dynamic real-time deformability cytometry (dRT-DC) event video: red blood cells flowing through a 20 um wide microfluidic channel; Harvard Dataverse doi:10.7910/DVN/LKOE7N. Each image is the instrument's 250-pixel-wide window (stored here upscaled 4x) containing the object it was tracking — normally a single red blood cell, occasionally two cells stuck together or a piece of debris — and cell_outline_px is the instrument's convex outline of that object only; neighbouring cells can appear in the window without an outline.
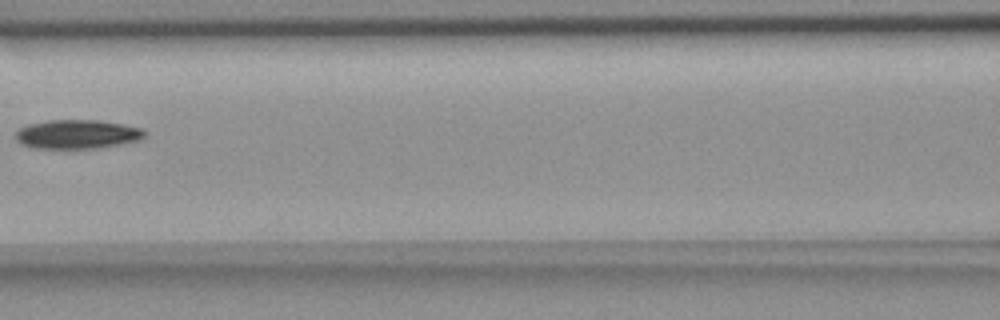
{"species": "common noctule bat (a hibernating species)", "species_latin": "Nyctalus noctula", "temperature_condition": "room temperature", "stored_images_in_passage": 8, "camera_frame_rate_fps": 3000, "um_per_image_px": 0.085, "animal": {"sex": "female", "body_mass_g": 18.4}, "frame": {"image": 1, "passage_image": 4, "time_ms": 1.0, "image_size_px": [1000, 320], "cell_outline_px": [[148, 132], [140, 140], [100, 148], [32, 148], [20, 144], [16, 140], [12, 132], [28, 124], [48, 120], [96, 120], [144, 128]], "centroid_in_image_um": [6.53, 11.41], "position_along_channel_um": 160.1, "area_um2": 22.08}}
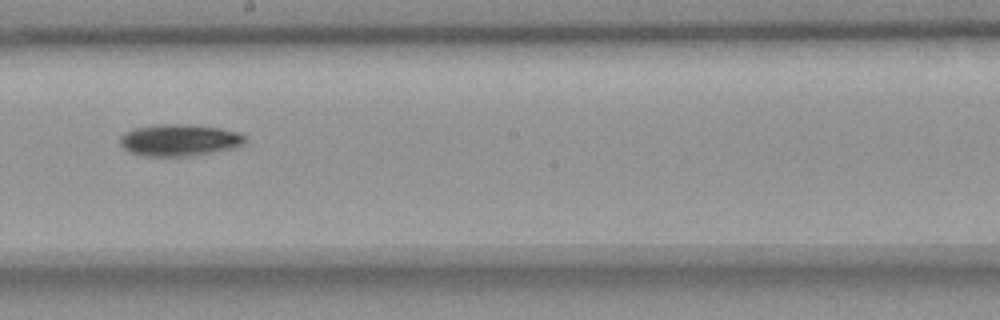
{"frame": {"image": 2, "passage_image": 6, "time_ms": 1.667, "image_size_px": [1000, 320], "cell_outline_px": [[244, 140], [240, 144], [232, 148], [192, 156], [144, 156], [128, 152], [120, 144], [120, 136], [124, 132], [132, 128], [156, 124], [188, 124], [220, 128], [240, 132], [244, 136]], "centroid_in_image_um": [15.17, 11.9], "position_along_channel_um": 233.0, "area_um2": 23.24}}
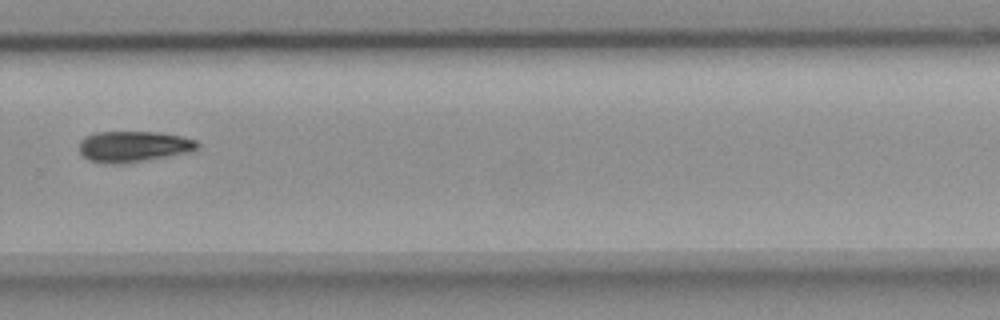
{"frame": {"image": 3, "passage_image": 8, "time_ms": 2.333, "image_size_px": [1000, 320], "cell_outline_px": [[200, 144], [196, 148], [188, 152], [168, 156], [124, 164], [112, 164], [88, 160], [80, 152], [80, 140], [84, 136], [96, 132], [160, 132], [180, 136], [196, 140]], "centroid_in_image_um": [11.32, 12.45], "position_along_channel_um": 318.5, "area_um2": 21.27}}